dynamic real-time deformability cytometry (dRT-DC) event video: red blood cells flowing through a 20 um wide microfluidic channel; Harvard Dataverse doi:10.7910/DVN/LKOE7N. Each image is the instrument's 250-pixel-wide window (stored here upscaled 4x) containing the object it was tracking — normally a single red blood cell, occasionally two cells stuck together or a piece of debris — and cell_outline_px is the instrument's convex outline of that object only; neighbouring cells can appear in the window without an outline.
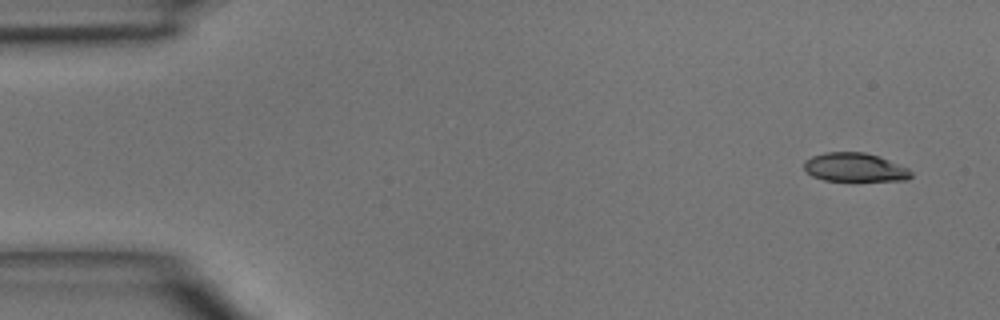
{"species": "common noctule bat (a hibernating species)", "species_latin": "Nyctalus noctula", "temperature_condition": "room temperature", "stored_images_in_passage": 4, "camera_frame_rate_fps": 3000, "um_per_image_px": 0.085, "animal": {"sex": "male", "body_mass_g": 15.6}, "frame": {"image": 1, "passage_image": 1, "time_ms": 0.0, "image_size_px": [1000, 320], "cell_outline_px": [[912, 176], [904, 180], [824, 180], [812, 176], [804, 168], [804, 160], [812, 156], [824, 152], [864, 152], [888, 160], [908, 168], [912, 172]], "centroid_in_image_um": [72.62, 14.21], "position_along_channel_um": 12.4, "area_um2": 17.63}}
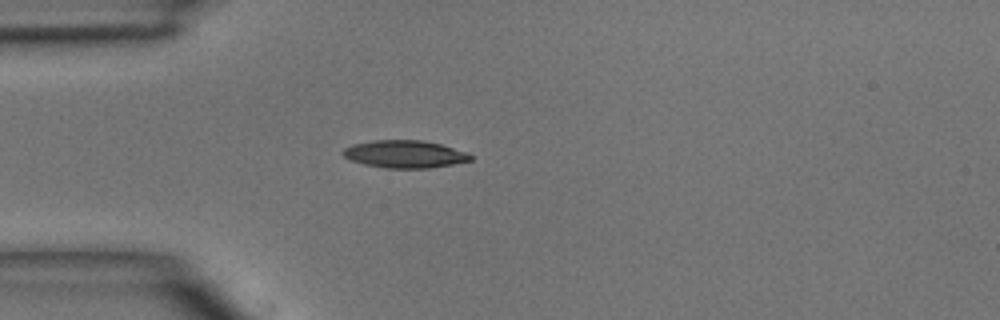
{"frame": {"image": 2, "passage_image": 4, "time_ms": 3.333, "image_size_px": [1000, 320], "cell_outline_px": [[472, 160], [452, 164], [428, 168], [384, 168], [364, 164], [352, 160], [344, 156], [340, 152], [344, 148], [352, 144], [372, 140], [424, 140], [440, 144], [468, 152], [472, 156]], "centroid_in_image_um": [34.39, 13.09], "position_along_channel_um": 50.6, "area_um2": 20.52}}